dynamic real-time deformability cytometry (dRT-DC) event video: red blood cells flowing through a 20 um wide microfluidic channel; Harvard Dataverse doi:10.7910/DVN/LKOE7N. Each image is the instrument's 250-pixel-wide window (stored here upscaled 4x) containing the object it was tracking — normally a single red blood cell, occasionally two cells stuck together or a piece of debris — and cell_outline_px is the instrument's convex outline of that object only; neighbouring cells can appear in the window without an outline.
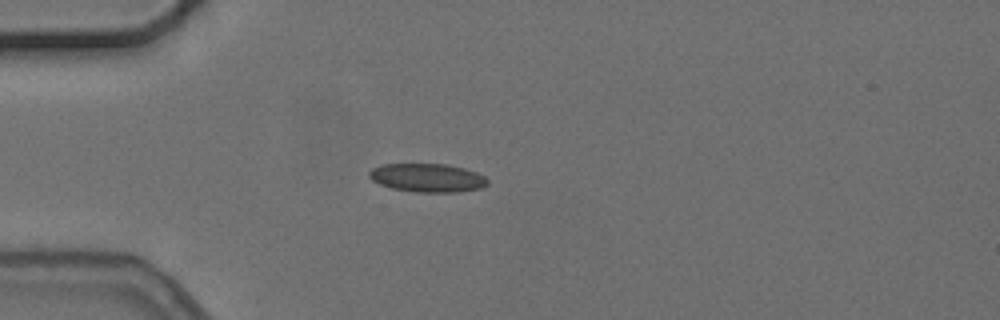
{"species": "common noctule bat (a hibernating species)", "species_latin": "Nyctalus noctula", "temperature_condition": "cold", "stored_images_in_passage": 1, "camera_frame_rate_fps": 3000, "um_per_image_px": 0.085, "animal": {"sex": "female", "body_mass_g": 24.6, "forearm_length_mm": 56.2}, "frame": {"image": 1, "passage_image": 1, "time_ms": 0.0, "image_size_px": [1000, 320], "cell_outline_px": [[488, 184], [484, 188], [460, 192], [416, 192], [392, 188], [380, 184], [372, 180], [368, 176], [368, 172], [372, 168], [380, 164], [444, 164], [464, 168], [476, 172], [484, 176], [488, 180]], "centroid_in_image_um": [36.34, 15.11], "position_along_channel_um": 48.7, "area_um2": 19.83}}